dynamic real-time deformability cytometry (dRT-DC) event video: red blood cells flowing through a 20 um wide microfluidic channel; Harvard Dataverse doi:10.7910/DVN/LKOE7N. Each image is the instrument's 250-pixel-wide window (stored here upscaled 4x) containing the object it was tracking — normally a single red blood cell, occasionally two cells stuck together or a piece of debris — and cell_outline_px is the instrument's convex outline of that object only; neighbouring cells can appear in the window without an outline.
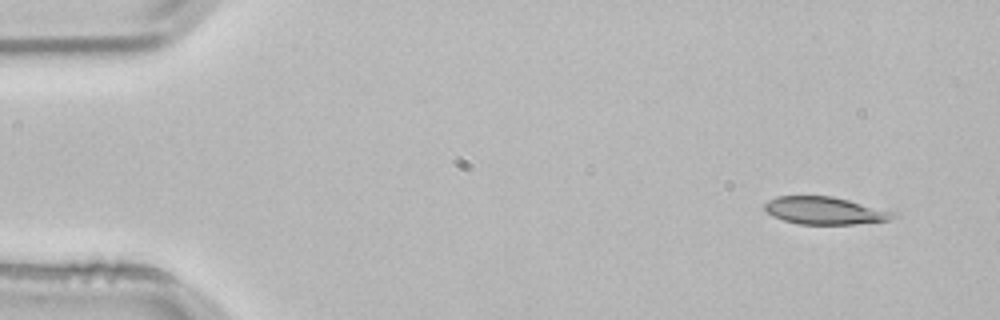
{"species": "common noctule bat (a hibernating species)", "species_latin": "Nyctalus noctula", "temperature_condition": "room temperature", "stored_images_in_passage": 3, "camera_frame_rate_fps": 3000, "um_per_image_px": 0.085, "animal": {"sex": "male", "body_mass_g": 21.5, "forearm_length_mm": 52.0}, "frame": {"image": 1, "passage_image": 1, "time_ms": 0.0, "image_size_px": [1000, 320], "cell_outline_px": [[900, 216], [888, 220], [856, 224], [800, 224], [784, 220], [772, 216], [764, 208], [764, 204], [768, 200], [776, 196], [832, 196], [900, 212]], "centroid_in_image_um": [70.19, 17.9], "position_along_channel_um": 14.8, "area_um2": 20.87}}